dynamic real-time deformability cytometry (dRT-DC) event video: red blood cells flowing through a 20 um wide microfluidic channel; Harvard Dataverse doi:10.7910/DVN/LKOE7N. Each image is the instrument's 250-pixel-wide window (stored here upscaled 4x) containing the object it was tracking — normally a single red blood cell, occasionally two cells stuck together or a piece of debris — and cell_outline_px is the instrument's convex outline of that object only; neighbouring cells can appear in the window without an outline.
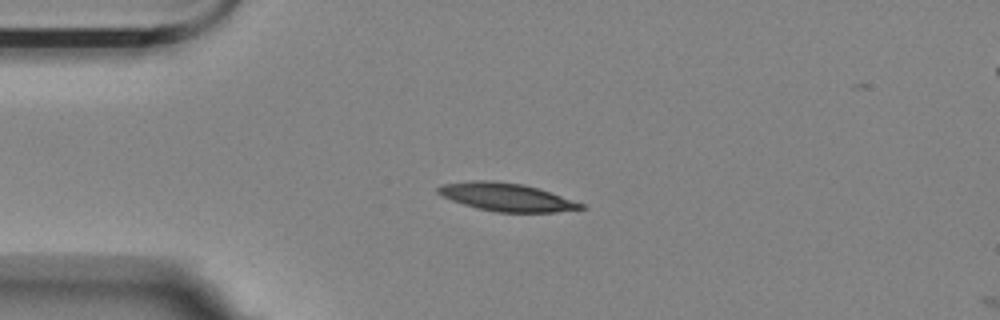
{"species": "Egyptian fruit bat (a non-hibernating species)", "species_latin": "Rousettus aegyptiacus", "temperature_condition": "room temperature", "stored_images_in_passage": 13, "camera_frame_rate_fps": 3000, "um_per_image_px": 0.085, "animal": {"sex": "female"}, "frame": {"image": 1, "passage_image": 12, "time_ms": 3.667, "image_size_px": [1000, 320], "cell_outline_px": [[588, 208], [556, 212], [496, 212], [476, 208], [452, 200], [436, 192], [436, 188], [440, 184], [472, 180], [492, 180], [524, 184], [584, 204]], "centroid_in_image_um": [43.01, 16.75], "position_along_channel_um": 42.0, "area_um2": 23.24}}